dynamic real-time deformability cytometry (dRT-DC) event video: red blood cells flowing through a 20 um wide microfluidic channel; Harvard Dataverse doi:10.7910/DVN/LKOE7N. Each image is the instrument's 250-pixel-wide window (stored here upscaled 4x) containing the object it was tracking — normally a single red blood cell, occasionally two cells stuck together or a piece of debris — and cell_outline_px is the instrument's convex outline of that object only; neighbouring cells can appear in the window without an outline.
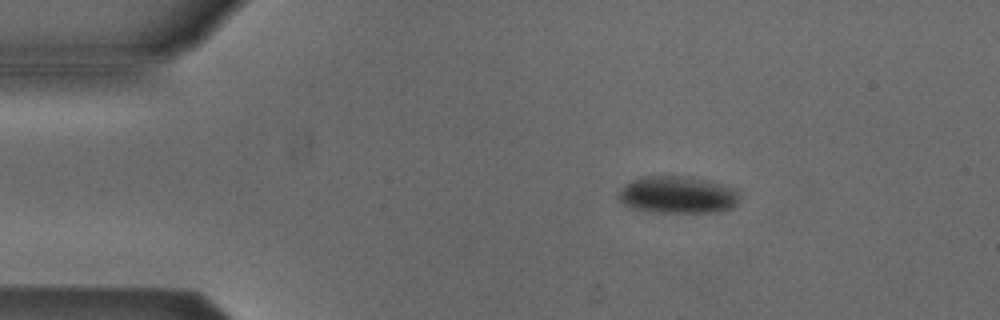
{"species": "Egyptian fruit bat (a non-hibernating species)", "species_latin": "Rousettus aegyptiacus", "temperature_condition": "cold", "stored_images_in_passage": 4, "camera_frame_rate_fps": 3000, "um_per_image_px": 0.085, "animal": {"sex": "male"}, "frame": {"image": 1, "passage_image": 2, "time_ms": 2.333, "image_size_px": [1000, 320], "cell_outline_px": [[740, 200], [732, 208], [716, 212], [648, 212], [628, 208], [616, 196], [624, 184], [640, 176], [692, 176], [708, 180], [736, 188], [740, 196]], "centroid_in_image_um": [57.58, 16.55], "position_along_channel_um": 27.4, "area_um2": 26.82}}